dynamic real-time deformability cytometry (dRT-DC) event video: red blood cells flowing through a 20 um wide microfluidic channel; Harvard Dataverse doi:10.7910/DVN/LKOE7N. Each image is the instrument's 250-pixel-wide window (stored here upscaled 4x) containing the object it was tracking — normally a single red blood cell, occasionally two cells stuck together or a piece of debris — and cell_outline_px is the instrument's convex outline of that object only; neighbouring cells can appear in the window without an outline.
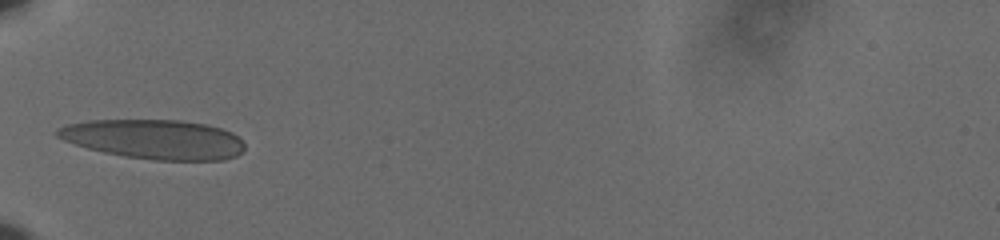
{"species": "human", "species_latin": "Homo sapiens", "temperature_condition": "cold", "stored_images_in_passage": 37, "camera_frame_rate_fps": 3000, "um_per_image_px": 0.085, "donor": {"sex": "male"}, "frame": {"image": 1, "passage_image": 1, "time_ms": 0.0, "image_size_px": [1000, 240], "cell_outline_px": [[244, 152], [236, 156], [224, 160], [156, 160], [124, 156], [104, 152], [88, 148], [64, 140], [56, 136], [56, 128], [68, 124], [88, 120], [180, 120], [204, 124], [220, 128], [232, 132], [244, 144]], "centroid_in_image_um": [13.11, 11.84], "position_along_channel_um": 71.9, "area_um2": 43.0}}
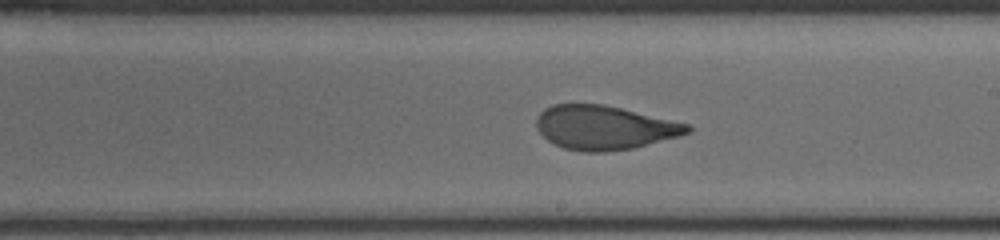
{"frame": {"image": 2, "passage_image": 15, "time_ms": 4.667, "image_size_px": [1000, 240], "cell_outline_px": [[692, 132], [632, 148], [604, 152], [584, 152], [564, 148], [548, 140], [536, 128], [536, 120], [540, 112], [544, 108], [552, 104], [604, 104], [688, 124], [692, 128]], "centroid_in_image_um": [51.33, 10.84], "position_along_channel_um": 237.7, "area_um2": 38.38}}
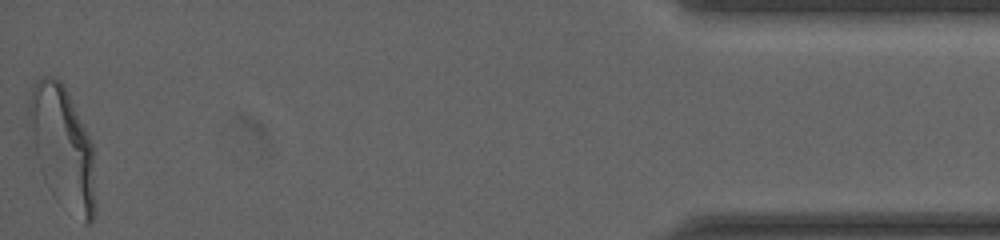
{"frame": {"image": 3, "passage_image": 37, "time_ms": 12.0, "image_size_px": [1000, 240], "cell_outline_px": [[96, 208], [92, 224], [84, 224], [36, 156], [28, 112], [28, 104], [32, 88], [36, 80], [44, 76], [48, 76], [60, 80], [64, 84], [68, 92], [92, 144]], "centroid_in_image_um": [5.37, 12.31], "position_along_channel_um": 429.8, "area_um2": 43.7}, "authors_computed_cell_mechanics": {"area_um2": 39.7664, "velocity_mm_per_s": 3.6165, "shape_relaxation_time_tau1_ms": 6.905, "shape_relaxation_time_tau2_ms": 0.74, "deformation_change_tau1": 0.1985, "deformation_change_tau2": 0.0734}}